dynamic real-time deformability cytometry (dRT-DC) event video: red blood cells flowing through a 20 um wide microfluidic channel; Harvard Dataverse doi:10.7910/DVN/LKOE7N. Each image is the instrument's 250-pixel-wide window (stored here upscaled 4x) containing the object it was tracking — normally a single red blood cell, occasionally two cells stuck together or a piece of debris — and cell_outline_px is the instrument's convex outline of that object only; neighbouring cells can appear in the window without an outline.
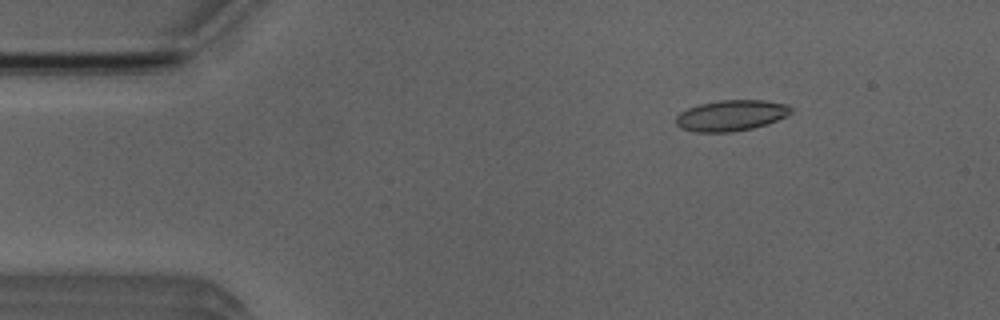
{"species": "Egyptian fruit bat (a non-hibernating species)", "species_latin": "Rousettus aegyptiacus", "temperature_condition": "room temperature", "stored_images_in_passage": 3, "camera_frame_rate_fps": 3000, "um_per_image_px": 0.085, "animal": {"sex": "male"}, "frame": {"image": 1, "passage_image": 1, "time_ms": 0.0, "image_size_px": [1000, 320], "cell_outline_px": [[792, 112], [788, 116], [768, 124], [752, 128], [732, 132], [696, 132], [680, 128], [676, 124], [676, 116], [680, 112], [688, 108], [700, 104], [720, 100], [764, 100], [788, 104], [792, 108]], "centroid_in_image_um": [62.17, 9.81], "position_along_channel_um": 22.8, "area_um2": 20.87}}